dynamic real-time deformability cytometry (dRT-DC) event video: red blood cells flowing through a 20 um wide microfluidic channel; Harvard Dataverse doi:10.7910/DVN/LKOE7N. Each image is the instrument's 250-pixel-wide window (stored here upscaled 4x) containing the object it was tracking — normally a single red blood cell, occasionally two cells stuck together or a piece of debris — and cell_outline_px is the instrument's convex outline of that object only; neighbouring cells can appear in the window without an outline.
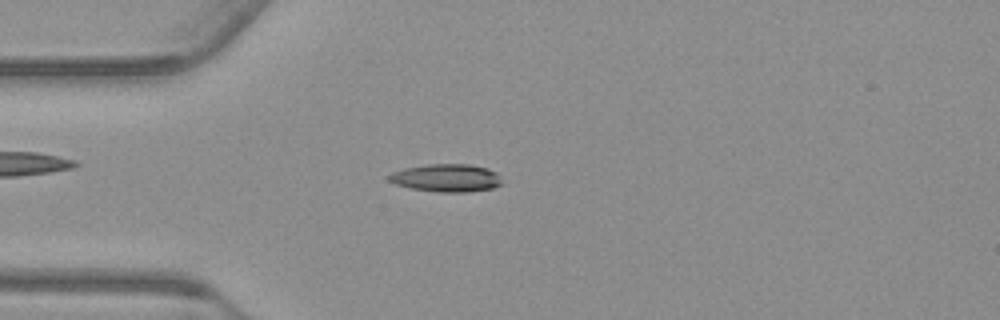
{"species": "common noctule bat (a hibernating species)", "species_latin": "Nyctalus noctula", "temperature_condition": "warm", "stored_images_in_passage": 54, "camera_frame_rate_fps": 3000, "um_per_image_px": 0.085, "animal": {"sex": "male", "body_mass_g": 23.1, "forearm_length_mm": 52.7}, "frame": {"image": 1, "passage_image": 14, "time_ms": 4.333, "image_size_px": [1000, 320], "cell_outline_px": [[504, 184], [492, 188], [468, 192], [436, 192], [412, 188], [396, 184], [388, 180], [388, 176], [392, 172], [404, 168], [424, 164], [468, 164], [488, 168], [496, 172], [500, 176]], "centroid_in_image_um": [37.97, 15.12], "position_along_channel_um": 47.0, "area_um2": 18.5}}
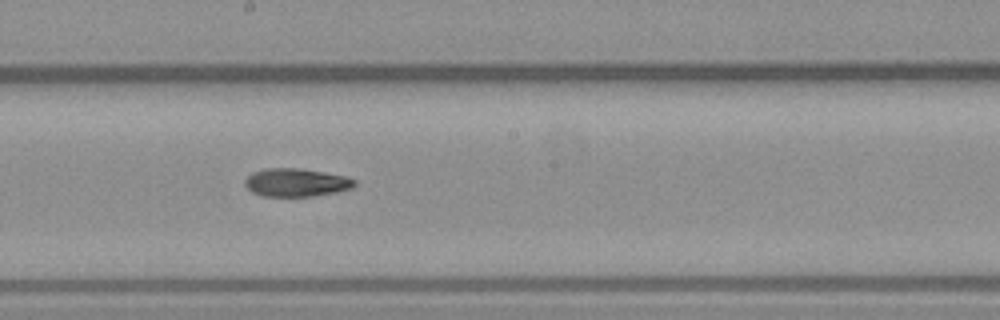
{"frame": {"image": 2, "passage_image": 29, "time_ms": 9.333, "image_size_px": [1000, 320], "cell_outline_px": [[356, 184], [352, 188], [336, 192], [312, 196], [260, 196], [252, 192], [244, 184], [244, 180], [252, 172], [264, 168], [300, 168], [324, 172], [344, 176], [356, 180]], "centroid_in_image_um": [25.15, 15.51], "position_along_channel_um": 223.1, "area_um2": 18.03}}
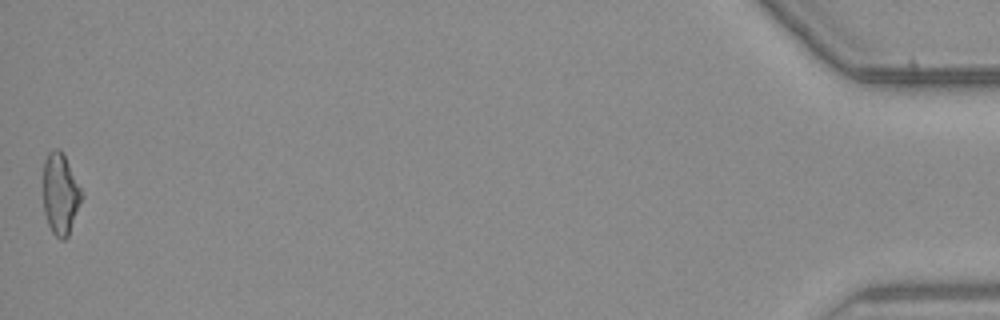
{"frame": {"image": 3, "passage_image": 54, "time_ms": 17.667, "image_size_px": [1000, 320], "cell_outline_px": [[84, 196], [68, 236], [64, 240], [60, 240], [52, 232], [48, 224], [44, 212], [44, 160], [48, 152], [52, 148], [60, 148]], "centroid_in_image_um": [5.13, 16.5], "position_along_channel_um": 430.1, "area_um2": 18.09}}